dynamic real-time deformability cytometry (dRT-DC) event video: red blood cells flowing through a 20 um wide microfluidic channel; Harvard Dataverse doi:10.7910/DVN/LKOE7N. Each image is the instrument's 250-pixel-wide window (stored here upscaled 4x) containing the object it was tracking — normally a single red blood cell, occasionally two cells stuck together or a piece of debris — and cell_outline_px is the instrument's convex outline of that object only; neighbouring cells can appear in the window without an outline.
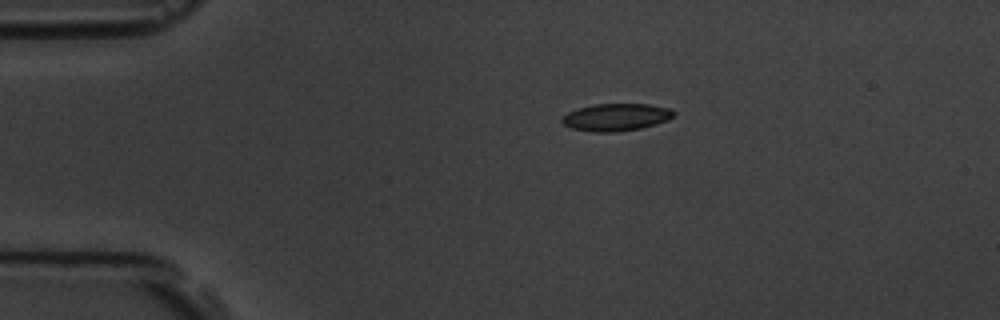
{"species": "common noctule bat (a hibernating species)", "species_latin": "Nyctalus noctula", "temperature_condition": "room temperature", "stored_images_in_passage": 5, "camera_frame_rate_fps": 3000, "um_per_image_px": 0.085, "animal": {"sex": "male", "body_mass_g": 19.5, "forearm_length_mm": 54.6}, "frame": {"image": 1, "passage_image": 5, "time_ms": 5.667, "image_size_px": [1000, 320], "cell_outline_px": [[676, 112], [668, 120], [656, 124], [640, 128], [616, 132], [592, 132], [572, 128], [564, 124], [560, 120], [568, 112], [576, 108], [596, 104], [648, 104], [668, 108]], "centroid_in_image_um": [52.35, 9.96], "position_along_channel_um": 32.6, "area_um2": 17.74}}